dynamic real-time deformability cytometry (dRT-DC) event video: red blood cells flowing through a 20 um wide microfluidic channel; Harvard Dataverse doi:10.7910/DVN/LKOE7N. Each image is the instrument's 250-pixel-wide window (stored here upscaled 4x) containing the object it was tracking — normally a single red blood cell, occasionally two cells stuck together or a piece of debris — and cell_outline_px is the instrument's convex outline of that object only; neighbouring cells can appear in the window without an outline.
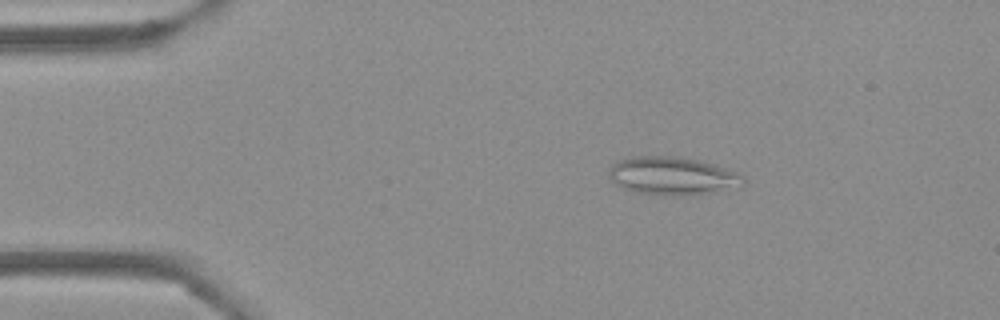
{"species": "Egyptian fruit bat (a non-hibernating species)", "species_latin": "Rousettus aegyptiacus", "temperature_condition": "cold", "stored_images_in_passage": 50, "camera_frame_rate_fps": 3000, "um_per_image_px": 0.085, "frame": {"image": 1, "passage_image": 6, "time_ms": 1.667, "image_size_px": [1000, 320], "cell_outline_px": [[744, 184], [708, 192], [640, 192], [624, 188], [616, 184], [608, 176], [608, 172], [612, 164], [620, 160], [632, 156], [680, 156], [712, 164], [736, 172], [744, 176]], "centroid_in_image_um": [57.09, 14.87], "position_along_channel_um": 27.9, "area_um2": 28.15}}
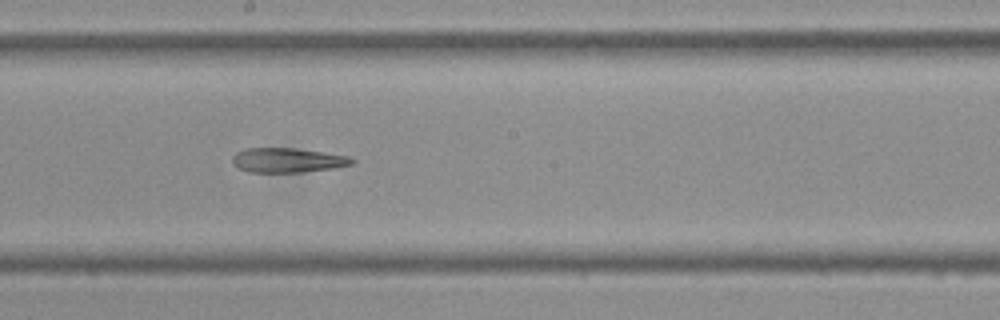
{"frame": {"image": 2, "passage_image": 26, "time_ms": 8.333, "image_size_px": [1000, 320], "cell_outline_px": [[356, 160], [352, 164], [336, 168], [300, 172], [248, 172], [232, 164], [232, 156], [236, 152], [244, 148], [292, 148], [324, 152], [348, 156]], "centroid_in_image_um": [24.43, 13.61], "position_along_channel_um": 223.8, "area_um2": 17.17}}
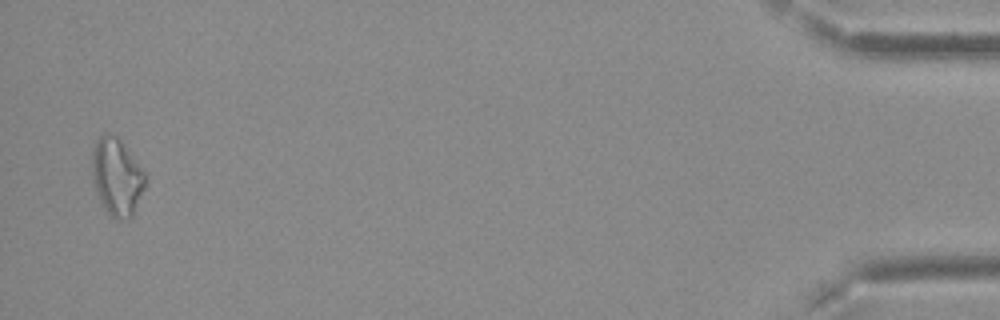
{"frame": {"image": 3, "passage_image": 49, "time_ms": 16.0, "image_size_px": [1000, 320], "cell_outline_px": [[144, 188], [132, 216], [128, 220], [116, 220], [104, 208], [100, 200], [92, 180], [92, 152], [96, 140], [100, 136], [108, 132], [116, 136], [120, 140], [144, 172]], "centroid_in_image_um": [9.9, 15.05], "position_along_channel_um": 425.3, "area_um2": 23.58}}